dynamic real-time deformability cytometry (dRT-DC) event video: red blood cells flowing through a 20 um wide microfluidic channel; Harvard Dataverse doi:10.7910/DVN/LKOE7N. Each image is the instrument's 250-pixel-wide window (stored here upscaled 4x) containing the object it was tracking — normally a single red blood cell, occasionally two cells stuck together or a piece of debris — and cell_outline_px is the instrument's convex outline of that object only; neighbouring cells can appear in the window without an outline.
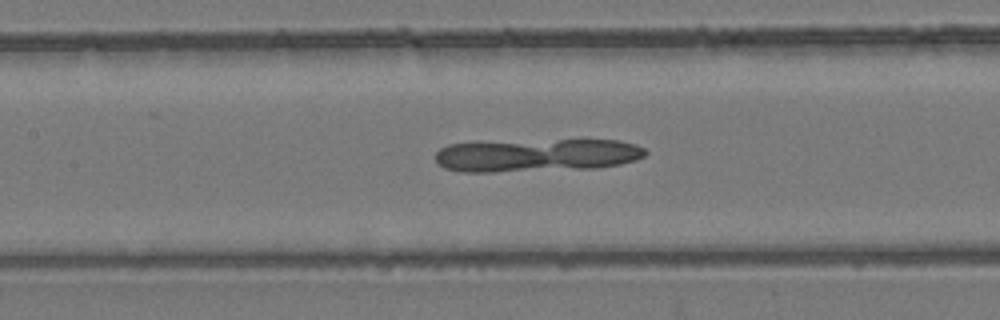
{"species": "common noctule bat (a hibernating species)", "species_latin": "Nyctalus noctula", "temperature_condition": "room temperature", "stored_images_in_passage": 50, "camera_frame_rate_fps": 3000, "um_per_image_px": 0.085, "animal": {"sex": "female", "body_mass_g": 24.6, "forearm_length_mm": 56.2}, "frame": {"image": 1, "passage_image": 22, "time_ms": 7.0, "image_size_px": [1000, 320], "cell_outline_px": [[648, 152], [644, 156], [636, 160], [620, 164], [596, 168], [492, 172], [464, 172], [444, 168], [436, 160], [436, 152], [440, 148], [448, 144], [560, 140], [620, 140], [636, 144], [644, 148]], "centroid_in_image_um": [45.67, 13.2], "position_along_channel_um": 161.7, "area_um2": 40.11}}
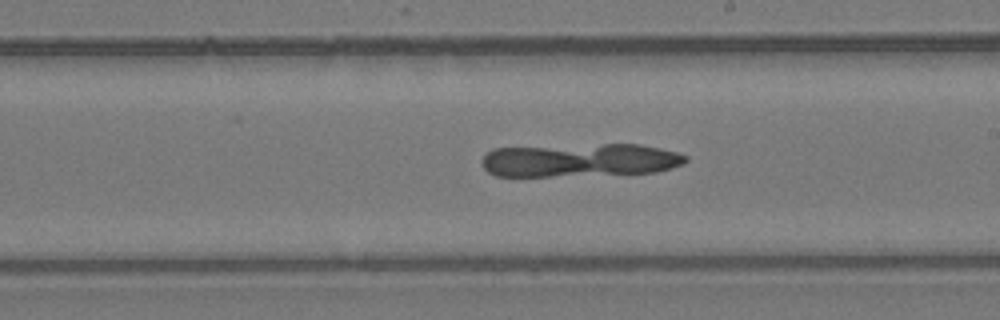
{"frame": {"image": 2, "passage_image": 28, "time_ms": 9.0, "image_size_px": [1000, 320], "cell_outline_px": [[688, 160], [684, 164], [672, 168], [656, 172], [552, 176], [496, 176], [488, 172], [484, 168], [480, 160], [484, 152], [492, 148], [604, 144], [640, 144], [660, 148], [676, 152], [688, 156]], "centroid_in_image_um": [49.26, 13.61], "position_along_channel_um": 239.7, "area_um2": 39.82}}